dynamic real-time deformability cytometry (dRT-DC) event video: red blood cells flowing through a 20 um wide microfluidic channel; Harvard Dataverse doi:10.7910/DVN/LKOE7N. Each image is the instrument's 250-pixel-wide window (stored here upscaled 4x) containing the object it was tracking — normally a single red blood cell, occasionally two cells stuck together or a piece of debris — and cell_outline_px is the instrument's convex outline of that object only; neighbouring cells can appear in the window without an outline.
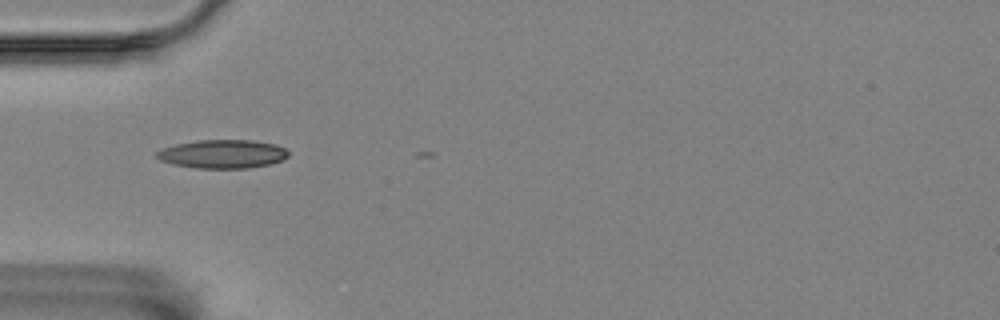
{"species": "Egyptian fruit bat (a non-hibernating species)", "species_latin": "Rousettus aegyptiacus", "temperature_condition": "room temperature", "stored_images_in_passage": 8, "camera_frame_rate_fps": 3000, "um_per_image_px": 0.085, "animal": {"sex": "female"}, "frame": {"image": 1, "passage_image": 3, "time_ms": 0.667, "image_size_px": [1000, 320], "cell_outline_px": [[288, 156], [284, 160], [268, 164], [248, 168], [196, 168], [172, 164], [160, 160], [156, 156], [156, 152], [164, 148], [176, 144], [196, 140], [252, 140], [276, 144], [284, 148], [288, 152]], "centroid_in_image_um": [18.93, 13.09], "position_along_channel_um": 66.1, "area_um2": 21.91}}
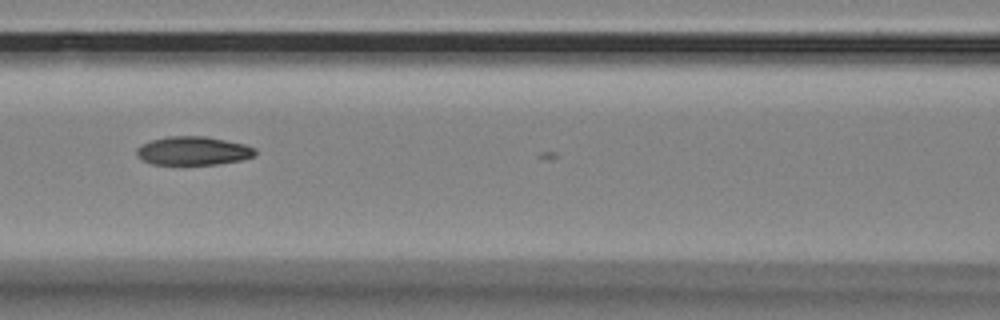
{"frame": {"image": 2, "passage_image": 5, "time_ms": 1.333, "image_size_px": [1000, 320], "cell_outline_px": [[256, 156], [240, 160], [216, 164], [152, 164], [136, 156], [136, 148], [140, 144], [152, 140], [168, 136], [204, 136], [244, 144], [256, 148]], "centroid_in_image_um": [16.41, 12.81], "position_along_channel_um": 150.2, "area_um2": 19.71}}
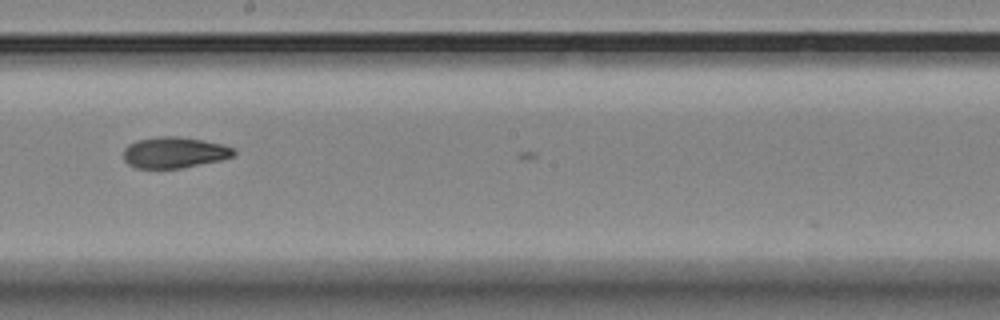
{"frame": {"image": 3, "passage_image": 7, "time_ms": 2.0, "image_size_px": [1000, 320], "cell_outline_px": [[236, 152], [232, 156], [220, 160], [180, 168], [136, 168], [128, 164], [124, 160], [124, 148], [128, 144], [140, 140], [160, 136], [176, 136], [224, 144], [236, 148]], "centroid_in_image_um": [14.82, 12.96], "position_along_channel_um": 233.4, "area_um2": 19.83}}